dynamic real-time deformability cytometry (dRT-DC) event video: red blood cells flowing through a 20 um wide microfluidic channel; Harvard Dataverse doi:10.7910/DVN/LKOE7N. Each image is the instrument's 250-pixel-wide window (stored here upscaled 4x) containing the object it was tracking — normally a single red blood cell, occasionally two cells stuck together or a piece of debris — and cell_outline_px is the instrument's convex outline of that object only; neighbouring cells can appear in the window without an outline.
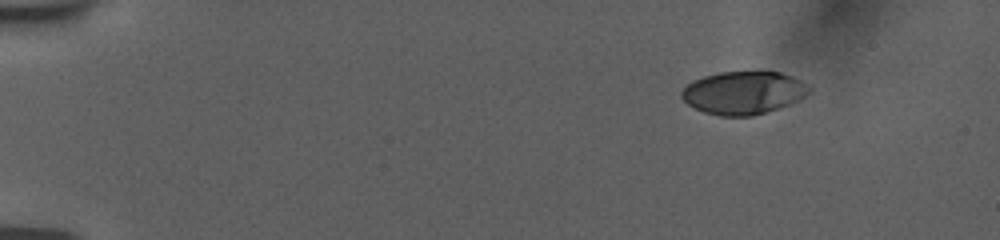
{"species": "human", "species_latin": "Homo sapiens", "temperature_condition": "room temperature", "stored_images_in_passage": 49, "camera_frame_rate_fps": 3000, "um_per_image_px": 0.085, "donor": {"sex": "female"}, "frame": {"image": 1, "passage_image": 1, "time_ms": 0.0, "image_size_px": [1000, 240], "cell_outline_px": [[812, 88], [804, 96], [788, 104], [752, 116], [720, 116], [704, 112], [688, 104], [680, 96], [680, 92], [692, 80], [704, 76], [720, 72], [780, 72], [792, 76], [800, 80]], "centroid_in_image_um": [63.16, 7.88], "position_along_channel_um": 21.8, "area_um2": 31.56}}
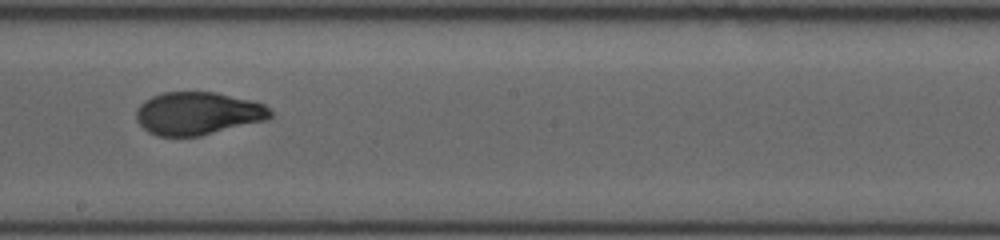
{"frame": {"image": 2, "passage_image": 27, "time_ms": 8.667, "image_size_px": [1000, 240], "cell_outline_px": [[272, 116], [268, 120], [200, 136], [156, 136], [148, 132], [136, 120], [136, 108], [144, 100], [152, 96], [164, 92], [216, 92], [264, 104], [272, 112]], "centroid_in_image_um": [16.8, 9.65], "position_along_channel_um": 231.4, "area_um2": 33.58}}
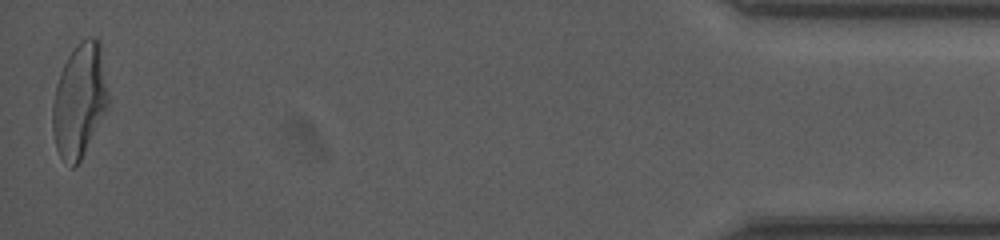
{"frame": {"image": 3, "passage_image": 49, "time_ms": 16.0, "image_size_px": [1000, 240], "cell_outline_px": [[108, 108], [80, 160], [72, 168], [60, 156], [56, 148], [52, 128], [52, 104], [56, 84], [60, 72], [68, 56], [80, 40], [88, 36], [92, 36], [100, 40], [108, 96]], "centroid_in_image_um": [6.75, 8.51], "position_along_channel_um": 428.5, "area_um2": 36.82}, "authors_computed_cell_mechanics": {"area_um2": 33.813, "velocity_mm_per_s": 3.764, "shape_relaxation_time_tau1_ms": 7.2469, "shape_relaxation_time_tau2_ms": 1.1794, "deformation_change_tau1": 0.2325, "deformation_change_tau2": 0.0623}}